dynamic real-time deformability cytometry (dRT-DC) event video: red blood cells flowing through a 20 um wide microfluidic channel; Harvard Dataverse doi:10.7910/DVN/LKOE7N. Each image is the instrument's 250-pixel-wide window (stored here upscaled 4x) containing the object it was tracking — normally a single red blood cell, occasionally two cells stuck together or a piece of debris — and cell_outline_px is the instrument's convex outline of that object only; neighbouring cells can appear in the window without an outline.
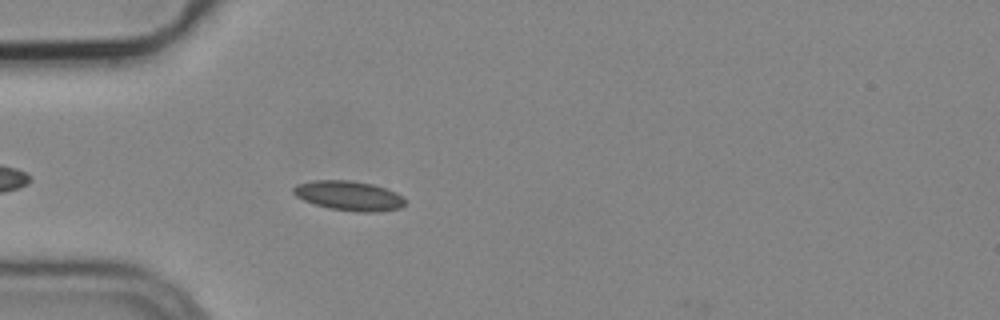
{"species": "common noctule bat (a hibernating species)", "species_latin": "Nyctalus noctula", "temperature_condition": "cold", "stored_images_in_passage": 3, "camera_frame_rate_fps": 3000, "um_per_image_px": 0.085, "animal": {"sex": "male", "body_mass_g": 19.2, "forearm_length_mm": 51.8}, "frame": {"image": 1, "passage_image": 3, "time_ms": 0.667, "image_size_px": [1000, 320], "cell_outline_px": [[404, 204], [400, 208], [376, 212], [356, 212], [328, 208], [304, 200], [296, 196], [292, 192], [292, 188], [296, 184], [316, 180], [348, 180], [372, 184], [396, 192], [404, 196]], "centroid_in_image_um": [29.65, 16.64], "position_along_channel_um": 55.3, "area_um2": 19.25}}